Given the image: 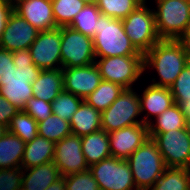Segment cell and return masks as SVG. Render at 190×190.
<instances>
[{"mask_svg":"<svg viewBox=\"0 0 190 190\" xmlns=\"http://www.w3.org/2000/svg\"><path fill=\"white\" fill-rule=\"evenodd\" d=\"M187 64V46L179 40H160L143 54L144 72L156 70L159 77L149 83L159 87L170 88Z\"/></svg>","mask_w":190,"mask_h":190,"instance_id":"1","label":"cell"},{"mask_svg":"<svg viewBox=\"0 0 190 190\" xmlns=\"http://www.w3.org/2000/svg\"><path fill=\"white\" fill-rule=\"evenodd\" d=\"M12 57L15 67L0 78V94L19 110H23L33 97L32 83L42 70L34 65L29 49L12 52Z\"/></svg>","mask_w":190,"mask_h":190,"instance_id":"2","label":"cell"},{"mask_svg":"<svg viewBox=\"0 0 190 190\" xmlns=\"http://www.w3.org/2000/svg\"><path fill=\"white\" fill-rule=\"evenodd\" d=\"M96 25L92 38L96 58L143 56L125 33L122 20L101 15Z\"/></svg>","mask_w":190,"mask_h":190,"instance_id":"3","label":"cell"},{"mask_svg":"<svg viewBox=\"0 0 190 190\" xmlns=\"http://www.w3.org/2000/svg\"><path fill=\"white\" fill-rule=\"evenodd\" d=\"M137 190H148L162 176L166 165L156 142L148 138L127 159Z\"/></svg>","mask_w":190,"mask_h":190,"instance_id":"4","label":"cell"},{"mask_svg":"<svg viewBox=\"0 0 190 190\" xmlns=\"http://www.w3.org/2000/svg\"><path fill=\"white\" fill-rule=\"evenodd\" d=\"M156 31L161 40H179L190 21V0H155Z\"/></svg>","mask_w":190,"mask_h":190,"instance_id":"5","label":"cell"},{"mask_svg":"<svg viewBox=\"0 0 190 190\" xmlns=\"http://www.w3.org/2000/svg\"><path fill=\"white\" fill-rule=\"evenodd\" d=\"M139 94L134 88L124 89L120 96L101 112V128L107 133L135 124H144ZM139 119V120H138Z\"/></svg>","mask_w":190,"mask_h":190,"instance_id":"6","label":"cell"},{"mask_svg":"<svg viewBox=\"0 0 190 190\" xmlns=\"http://www.w3.org/2000/svg\"><path fill=\"white\" fill-rule=\"evenodd\" d=\"M147 4H140L125 19H122L125 33L142 54L161 40L156 31L153 8Z\"/></svg>","mask_w":190,"mask_h":190,"instance_id":"7","label":"cell"},{"mask_svg":"<svg viewBox=\"0 0 190 190\" xmlns=\"http://www.w3.org/2000/svg\"><path fill=\"white\" fill-rule=\"evenodd\" d=\"M102 80L121 85L125 89L133 88L134 83L144 73L143 56H113L96 58Z\"/></svg>","mask_w":190,"mask_h":190,"instance_id":"8","label":"cell"},{"mask_svg":"<svg viewBox=\"0 0 190 190\" xmlns=\"http://www.w3.org/2000/svg\"><path fill=\"white\" fill-rule=\"evenodd\" d=\"M100 190H137L127 160L110 156L89 167Z\"/></svg>","mask_w":190,"mask_h":190,"instance_id":"9","label":"cell"},{"mask_svg":"<svg viewBox=\"0 0 190 190\" xmlns=\"http://www.w3.org/2000/svg\"><path fill=\"white\" fill-rule=\"evenodd\" d=\"M62 68L83 67L95 63L93 39L69 26L61 27Z\"/></svg>","mask_w":190,"mask_h":190,"instance_id":"10","label":"cell"},{"mask_svg":"<svg viewBox=\"0 0 190 190\" xmlns=\"http://www.w3.org/2000/svg\"><path fill=\"white\" fill-rule=\"evenodd\" d=\"M163 157L166 167L190 169V135L185 128L165 133H149Z\"/></svg>","mask_w":190,"mask_h":190,"instance_id":"11","label":"cell"},{"mask_svg":"<svg viewBox=\"0 0 190 190\" xmlns=\"http://www.w3.org/2000/svg\"><path fill=\"white\" fill-rule=\"evenodd\" d=\"M61 27L39 31L29 47L34 65L41 70L62 68Z\"/></svg>","mask_w":190,"mask_h":190,"instance_id":"12","label":"cell"},{"mask_svg":"<svg viewBox=\"0 0 190 190\" xmlns=\"http://www.w3.org/2000/svg\"><path fill=\"white\" fill-rule=\"evenodd\" d=\"M61 176H67L89 170L82 152L81 137L69 135L55 144L53 161Z\"/></svg>","mask_w":190,"mask_h":190,"instance_id":"13","label":"cell"},{"mask_svg":"<svg viewBox=\"0 0 190 190\" xmlns=\"http://www.w3.org/2000/svg\"><path fill=\"white\" fill-rule=\"evenodd\" d=\"M62 75L64 90L83 100L102 82L96 63L83 67L62 68Z\"/></svg>","mask_w":190,"mask_h":190,"instance_id":"14","label":"cell"},{"mask_svg":"<svg viewBox=\"0 0 190 190\" xmlns=\"http://www.w3.org/2000/svg\"><path fill=\"white\" fill-rule=\"evenodd\" d=\"M38 32L39 30L13 11L1 35L0 47L11 52L29 49Z\"/></svg>","mask_w":190,"mask_h":190,"instance_id":"15","label":"cell"},{"mask_svg":"<svg viewBox=\"0 0 190 190\" xmlns=\"http://www.w3.org/2000/svg\"><path fill=\"white\" fill-rule=\"evenodd\" d=\"M111 156L127 160L148 138L146 124H135L108 133Z\"/></svg>","mask_w":190,"mask_h":190,"instance_id":"16","label":"cell"},{"mask_svg":"<svg viewBox=\"0 0 190 190\" xmlns=\"http://www.w3.org/2000/svg\"><path fill=\"white\" fill-rule=\"evenodd\" d=\"M25 144L10 131L0 138V181L13 179L21 170Z\"/></svg>","mask_w":190,"mask_h":190,"instance_id":"17","label":"cell"},{"mask_svg":"<svg viewBox=\"0 0 190 190\" xmlns=\"http://www.w3.org/2000/svg\"><path fill=\"white\" fill-rule=\"evenodd\" d=\"M141 119L148 125L158 115L175 104L170 89L152 84L146 86L139 95Z\"/></svg>","mask_w":190,"mask_h":190,"instance_id":"18","label":"cell"},{"mask_svg":"<svg viewBox=\"0 0 190 190\" xmlns=\"http://www.w3.org/2000/svg\"><path fill=\"white\" fill-rule=\"evenodd\" d=\"M13 11L39 31L56 28L51 0H24L17 3Z\"/></svg>","mask_w":190,"mask_h":190,"instance_id":"19","label":"cell"},{"mask_svg":"<svg viewBox=\"0 0 190 190\" xmlns=\"http://www.w3.org/2000/svg\"><path fill=\"white\" fill-rule=\"evenodd\" d=\"M61 177L53 162L21 169L13 178L24 190H46Z\"/></svg>","mask_w":190,"mask_h":190,"instance_id":"20","label":"cell"},{"mask_svg":"<svg viewBox=\"0 0 190 190\" xmlns=\"http://www.w3.org/2000/svg\"><path fill=\"white\" fill-rule=\"evenodd\" d=\"M33 97L52 103L64 90L62 68L42 70L32 83Z\"/></svg>","mask_w":190,"mask_h":190,"instance_id":"21","label":"cell"},{"mask_svg":"<svg viewBox=\"0 0 190 190\" xmlns=\"http://www.w3.org/2000/svg\"><path fill=\"white\" fill-rule=\"evenodd\" d=\"M55 142L37 135L25 144L21 169L36 167L53 161Z\"/></svg>","mask_w":190,"mask_h":190,"instance_id":"22","label":"cell"},{"mask_svg":"<svg viewBox=\"0 0 190 190\" xmlns=\"http://www.w3.org/2000/svg\"><path fill=\"white\" fill-rule=\"evenodd\" d=\"M81 144L89 167L111 156L109 136L103 129L82 136Z\"/></svg>","mask_w":190,"mask_h":190,"instance_id":"23","label":"cell"},{"mask_svg":"<svg viewBox=\"0 0 190 190\" xmlns=\"http://www.w3.org/2000/svg\"><path fill=\"white\" fill-rule=\"evenodd\" d=\"M69 122L72 134L80 137L102 129L101 112L90 106L85 100Z\"/></svg>","mask_w":190,"mask_h":190,"instance_id":"24","label":"cell"},{"mask_svg":"<svg viewBox=\"0 0 190 190\" xmlns=\"http://www.w3.org/2000/svg\"><path fill=\"white\" fill-rule=\"evenodd\" d=\"M148 190H190V169L166 167L162 176Z\"/></svg>","mask_w":190,"mask_h":190,"instance_id":"25","label":"cell"},{"mask_svg":"<svg viewBox=\"0 0 190 190\" xmlns=\"http://www.w3.org/2000/svg\"><path fill=\"white\" fill-rule=\"evenodd\" d=\"M185 114L178 104L172 105L148 124L149 133H165L185 128Z\"/></svg>","mask_w":190,"mask_h":190,"instance_id":"26","label":"cell"},{"mask_svg":"<svg viewBox=\"0 0 190 190\" xmlns=\"http://www.w3.org/2000/svg\"><path fill=\"white\" fill-rule=\"evenodd\" d=\"M125 88L116 83L102 80L96 90L84 100L96 110H106L123 92Z\"/></svg>","mask_w":190,"mask_h":190,"instance_id":"27","label":"cell"},{"mask_svg":"<svg viewBox=\"0 0 190 190\" xmlns=\"http://www.w3.org/2000/svg\"><path fill=\"white\" fill-rule=\"evenodd\" d=\"M38 135L52 142H59L64 137L72 134L70 122L52 114L44 121L37 124Z\"/></svg>","mask_w":190,"mask_h":190,"instance_id":"28","label":"cell"},{"mask_svg":"<svg viewBox=\"0 0 190 190\" xmlns=\"http://www.w3.org/2000/svg\"><path fill=\"white\" fill-rule=\"evenodd\" d=\"M100 16L101 12L96 4H86L75 16L69 27L93 38L96 32V23Z\"/></svg>","mask_w":190,"mask_h":190,"instance_id":"29","label":"cell"},{"mask_svg":"<svg viewBox=\"0 0 190 190\" xmlns=\"http://www.w3.org/2000/svg\"><path fill=\"white\" fill-rule=\"evenodd\" d=\"M56 27L69 26L86 5L81 0H51Z\"/></svg>","mask_w":190,"mask_h":190,"instance_id":"30","label":"cell"},{"mask_svg":"<svg viewBox=\"0 0 190 190\" xmlns=\"http://www.w3.org/2000/svg\"><path fill=\"white\" fill-rule=\"evenodd\" d=\"M140 4L141 0H97L96 5L101 15L114 19H125Z\"/></svg>","mask_w":190,"mask_h":190,"instance_id":"31","label":"cell"},{"mask_svg":"<svg viewBox=\"0 0 190 190\" xmlns=\"http://www.w3.org/2000/svg\"><path fill=\"white\" fill-rule=\"evenodd\" d=\"M38 122L24 110H20L10 121L8 131L18 136L25 143L38 135Z\"/></svg>","mask_w":190,"mask_h":190,"instance_id":"32","label":"cell"},{"mask_svg":"<svg viewBox=\"0 0 190 190\" xmlns=\"http://www.w3.org/2000/svg\"><path fill=\"white\" fill-rule=\"evenodd\" d=\"M83 101L82 98L63 90L51 103L52 112L61 119L70 121L72 115L78 110Z\"/></svg>","mask_w":190,"mask_h":190,"instance_id":"33","label":"cell"},{"mask_svg":"<svg viewBox=\"0 0 190 190\" xmlns=\"http://www.w3.org/2000/svg\"><path fill=\"white\" fill-rule=\"evenodd\" d=\"M169 89L176 104L190 100V66L188 64Z\"/></svg>","mask_w":190,"mask_h":190,"instance_id":"34","label":"cell"},{"mask_svg":"<svg viewBox=\"0 0 190 190\" xmlns=\"http://www.w3.org/2000/svg\"><path fill=\"white\" fill-rule=\"evenodd\" d=\"M66 190H100L92 173L87 170L64 176Z\"/></svg>","mask_w":190,"mask_h":190,"instance_id":"35","label":"cell"},{"mask_svg":"<svg viewBox=\"0 0 190 190\" xmlns=\"http://www.w3.org/2000/svg\"><path fill=\"white\" fill-rule=\"evenodd\" d=\"M23 110L37 122L44 121L47 117L53 114L51 103L36 97L30 98Z\"/></svg>","mask_w":190,"mask_h":190,"instance_id":"36","label":"cell"},{"mask_svg":"<svg viewBox=\"0 0 190 190\" xmlns=\"http://www.w3.org/2000/svg\"><path fill=\"white\" fill-rule=\"evenodd\" d=\"M20 110L7 101L0 94V124L8 128L11 119L19 112Z\"/></svg>","mask_w":190,"mask_h":190,"instance_id":"37","label":"cell"},{"mask_svg":"<svg viewBox=\"0 0 190 190\" xmlns=\"http://www.w3.org/2000/svg\"><path fill=\"white\" fill-rule=\"evenodd\" d=\"M12 67H15L12 52L0 47V78L10 72Z\"/></svg>","mask_w":190,"mask_h":190,"instance_id":"38","label":"cell"},{"mask_svg":"<svg viewBox=\"0 0 190 190\" xmlns=\"http://www.w3.org/2000/svg\"><path fill=\"white\" fill-rule=\"evenodd\" d=\"M12 12L13 6L8 2V0H0V38Z\"/></svg>","mask_w":190,"mask_h":190,"instance_id":"39","label":"cell"},{"mask_svg":"<svg viewBox=\"0 0 190 190\" xmlns=\"http://www.w3.org/2000/svg\"><path fill=\"white\" fill-rule=\"evenodd\" d=\"M0 190H24L14 179L0 181Z\"/></svg>","mask_w":190,"mask_h":190,"instance_id":"40","label":"cell"},{"mask_svg":"<svg viewBox=\"0 0 190 190\" xmlns=\"http://www.w3.org/2000/svg\"><path fill=\"white\" fill-rule=\"evenodd\" d=\"M46 190H66L64 176H61L53 184H50V186Z\"/></svg>","mask_w":190,"mask_h":190,"instance_id":"41","label":"cell"},{"mask_svg":"<svg viewBox=\"0 0 190 190\" xmlns=\"http://www.w3.org/2000/svg\"><path fill=\"white\" fill-rule=\"evenodd\" d=\"M179 41H181L187 47L190 46V21L188 22L186 30L183 33L182 37L179 39Z\"/></svg>","mask_w":190,"mask_h":190,"instance_id":"42","label":"cell"},{"mask_svg":"<svg viewBox=\"0 0 190 190\" xmlns=\"http://www.w3.org/2000/svg\"><path fill=\"white\" fill-rule=\"evenodd\" d=\"M181 111L185 114V117L190 116V100L181 102L179 104Z\"/></svg>","mask_w":190,"mask_h":190,"instance_id":"43","label":"cell"},{"mask_svg":"<svg viewBox=\"0 0 190 190\" xmlns=\"http://www.w3.org/2000/svg\"><path fill=\"white\" fill-rule=\"evenodd\" d=\"M185 130L190 135V116L185 118Z\"/></svg>","mask_w":190,"mask_h":190,"instance_id":"44","label":"cell"},{"mask_svg":"<svg viewBox=\"0 0 190 190\" xmlns=\"http://www.w3.org/2000/svg\"><path fill=\"white\" fill-rule=\"evenodd\" d=\"M8 131V128L0 124V138Z\"/></svg>","mask_w":190,"mask_h":190,"instance_id":"45","label":"cell"},{"mask_svg":"<svg viewBox=\"0 0 190 190\" xmlns=\"http://www.w3.org/2000/svg\"><path fill=\"white\" fill-rule=\"evenodd\" d=\"M24 1V0H8V2L14 7L17 3Z\"/></svg>","mask_w":190,"mask_h":190,"instance_id":"46","label":"cell"},{"mask_svg":"<svg viewBox=\"0 0 190 190\" xmlns=\"http://www.w3.org/2000/svg\"><path fill=\"white\" fill-rule=\"evenodd\" d=\"M187 62L188 65L190 66V46L187 47Z\"/></svg>","mask_w":190,"mask_h":190,"instance_id":"47","label":"cell"},{"mask_svg":"<svg viewBox=\"0 0 190 190\" xmlns=\"http://www.w3.org/2000/svg\"><path fill=\"white\" fill-rule=\"evenodd\" d=\"M83 1L85 4H96L97 0H81Z\"/></svg>","mask_w":190,"mask_h":190,"instance_id":"48","label":"cell"},{"mask_svg":"<svg viewBox=\"0 0 190 190\" xmlns=\"http://www.w3.org/2000/svg\"><path fill=\"white\" fill-rule=\"evenodd\" d=\"M142 1V3H147V0H141Z\"/></svg>","mask_w":190,"mask_h":190,"instance_id":"49","label":"cell"}]
</instances>
